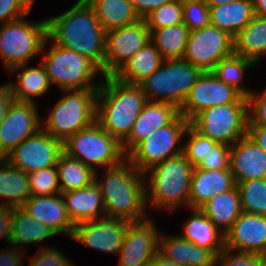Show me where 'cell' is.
Returning a JSON list of instances; mask_svg holds the SVG:
<instances>
[{
    "label": "cell",
    "instance_id": "1",
    "mask_svg": "<svg viewBox=\"0 0 266 266\" xmlns=\"http://www.w3.org/2000/svg\"><path fill=\"white\" fill-rule=\"evenodd\" d=\"M46 21L48 39L89 58L104 76L106 31L86 0H78L63 14Z\"/></svg>",
    "mask_w": 266,
    "mask_h": 266
},
{
    "label": "cell",
    "instance_id": "2",
    "mask_svg": "<svg viewBox=\"0 0 266 266\" xmlns=\"http://www.w3.org/2000/svg\"><path fill=\"white\" fill-rule=\"evenodd\" d=\"M105 178L98 181L95 172V183L103 197L106 216L139 222L146 217L145 174L138 171L126 158L120 164L105 169ZM146 182V183H145Z\"/></svg>",
    "mask_w": 266,
    "mask_h": 266
},
{
    "label": "cell",
    "instance_id": "3",
    "mask_svg": "<svg viewBox=\"0 0 266 266\" xmlns=\"http://www.w3.org/2000/svg\"><path fill=\"white\" fill-rule=\"evenodd\" d=\"M104 80L96 98V122L122 144L147 102L146 96L140 85L123 82L113 75Z\"/></svg>",
    "mask_w": 266,
    "mask_h": 266
},
{
    "label": "cell",
    "instance_id": "4",
    "mask_svg": "<svg viewBox=\"0 0 266 266\" xmlns=\"http://www.w3.org/2000/svg\"><path fill=\"white\" fill-rule=\"evenodd\" d=\"M193 169L183 152L151 167L145 172L149 173L146 202L150 199L153 207L167 210L182 204L188 207Z\"/></svg>",
    "mask_w": 266,
    "mask_h": 266
},
{
    "label": "cell",
    "instance_id": "5",
    "mask_svg": "<svg viewBox=\"0 0 266 266\" xmlns=\"http://www.w3.org/2000/svg\"><path fill=\"white\" fill-rule=\"evenodd\" d=\"M202 72L183 59L164 60L139 85L147 101L169 103L180 109Z\"/></svg>",
    "mask_w": 266,
    "mask_h": 266
},
{
    "label": "cell",
    "instance_id": "6",
    "mask_svg": "<svg viewBox=\"0 0 266 266\" xmlns=\"http://www.w3.org/2000/svg\"><path fill=\"white\" fill-rule=\"evenodd\" d=\"M65 94L54 106L42 128L64 142L96 121L98 89L62 90Z\"/></svg>",
    "mask_w": 266,
    "mask_h": 266
},
{
    "label": "cell",
    "instance_id": "7",
    "mask_svg": "<svg viewBox=\"0 0 266 266\" xmlns=\"http://www.w3.org/2000/svg\"><path fill=\"white\" fill-rule=\"evenodd\" d=\"M248 122V99L242 95L235 103L203 109L190 125L217 144L231 147L247 135Z\"/></svg>",
    "mask_w": 266,
    "mask_h": 266
},
{
    "label": "cell",
    "instance_id": "8",
    "mask_svg": "<svg viewBox=\"0 0 266 266\" xmlns=\"http://www.w3.org/2000/svg\"><path fill=\"white\" fill-rule=\"evenodd\" d=\"M63 152L94 172L96 166L108 168L120 164L127 158L122 144L107 133L96 121L78 131L63 142Z\"/></svg>",
    "mask_w": 266,
    "mask_h": 266
},
{
    "label": "cell",
    "instance_id": "9",
    "mask_svg": "<svg viewBox=\"0 0 266 266\" xmlns=\"http://www.w3.org/2000/svg\"><path fill=\"white\" fill-rule=\"evenodd\" d=\"M22 17L0 26V57L7 70L27 64L47 44V21L28 22Z\"/></svg>",
    "mask_w": 266,
    "mask_h": 266
},
{
    "label": "cell",
    "instance_id": "10",
    "mask_svg": "<svg viewBox=\"0 0 266 266\" xmlns=\"http://www.w3.org/2000/svg\"><path fill=\"white\" fill-rule=\"evenodd\" d=\"M42 59L50 83L56 84L60 90L100 88L101 84L94 85L91 81L101 69L77 52L53 43Z\"/></svg>",
    "mask_w": 266,
    "mask_h": 266
},
{
    "label": "cell",
    "instance_id": "11",
    "mask_svg": "<svg viewBox=\"0 0 266 266\" xmlns=\"http://www.w3.org/2000/svg\"><path fill=\"white\" fill-rule=\"evenodd\" d=\"M190 121L178 114L168 125L154 130L147 138L139 142L128 154L127 159L140 172L179 155L183 146L179 145Z\"/></svg>",
    "mask_w": 266,
    "mask_h": 266
},
{
    "label": "cell",
    "instance_id": "12",
    "mask_svg": "<svg viewBox=\"0 0 266 266\" xmlns=\"http://www.w3.org/2000/svg\"><path fill=\"white\" fill-rule=\"evenodd\" d=\"M234 38L214 25L189 33L183 60L203 72L212 71L217 63L234 54Z\"/></svg>",
    "mask_w": 266,
    "mask_h": 266
},
{
    "label": "cell",
    "instance_id": "13",
    "mask_svg": "<svg viewBox=\"0 0 266 266\" xmlns=\"http://www.w3.org/2000/svg\"><path fill=\"white\" fill-rule=\"evenodd\" d=\"M150 41V30L145 19L106 32L104 77L114 75Z\"/></svg>",
    "mask_w": 266,
    "mask_h": 266
},
{
    "label": "cell",
    "instance_id": "14",
    "mask_svg": "<svg viewBox=\"0 0 266 266\" xmlns=\"http://www.w3.org/2000/svg\"><path fill=\"white\" fill-rule=\"evenodd\" d=\"M63 153V142L43 129L17 145L5 158L12 166L27 174L56 166Z\"/></svg>",
    "mask_w": 266,
    "mask_h": 266
},
{
    "label": "cell",
    "instance_id": "15",
    "mask_svg": "<svg viewBox=\"0 0 266 266\" xmlns=\"http://www.w3.org/2000/svg\"><path fill=\"white\" fill-rule=\"evenodd\" d=\"M35 104L13 100L9 105L0 124V154L3 158H6L17 145L42 129Z\"/></svg>",
    "mask_w": 266,
    "mask_h": 266
},
{
    "label": "cell",
    "instance_id": "16",
    "mask_svg": "<svg viewBox=\"0 0 266 266\" xmlns=\"http://www.w3.org/2000/svg\"><path fill=\"white\" fill-rule=\"evenodd\" d=\"M241 96L239 91L218 79L212 71H204L190 90L179 114L190 121L203 109L235 103Z\"/></svg>",
    "mask_w": 266,
    "mask_h": 266
},
{
    "label": "cell",
    "instance_id": "17",
    "mask_svg": "<svg viewBox=\"0 0 266 266\" xmlns=\"http://www.w3.org/2000/svg\"><path fill=\"white\" fill-rule=\"evenodd\" d=\"M130 223L107 216L85 221L75 225L71 238L95 250L119 254Z\"/></svg>",
    "mask_w": 266,
    "mask_h": 266
},
{
    "label": "cell",
    "instance_id": "18",
    "mask_svg": "<svg viewBox=\"0 0 266 266\" xmlns=\"http://www.w3.org/2000/svg\"><path fill=\"white\" fill-rule=\"evenodd\" d=\"M150 218L131 222L119 252V266H148L159 250V238Z\"/></svg>",
    "mask_w": 266,
    "mask_h": 266
},
{
    "label": "cell",
    "instance_id": "19",
    "mask_svg": "<svg viewBox=\"0 0 266 266\" xmlns=\"http://www.w3.org/2000/svg\"><path fill=\"white\" fill-rule=\"evenodd\" d=\"M225 249L266 254V216L242 212L225 233Z\"/></svg>",
    "mask_w": 266,
    "mask_h": 266
},
{
    "label": "cell",
    "instance_id": "20",
    "mask_svg": "<svg viewBox=\"0 0 266 266\" xmlns=\"http://www.w3.org/2000/svg\"><path fill=\"white\" fill-rule=\"evenodd\" d=\"M229 169L236 184L266 179V153L246 135L231 146Z\"/></svg>",
    "mask_w": 266,
    "mask_h": 266
},
{
    "label": "cell",
    "instance_id": "21",
    "mask_svg": "<svg viewBox=\"0 0 266 266\" xmlns=\"http://www.w3.org/2000/svg\"><path fill=\"white\" fill-rule=\"evenodd\" d=\"M236 185L229 168L226 170H206L194 167L188 207L200 209L211 198L233 189Z\"/></svg>",
    "mask_w": 266,
    "mask_h": 266
},
{
    "label": "cell",
    "instance_id": "22",
    "mask_svg": "<svg viewBox=\"0 0 266 266\" xmlns=\"http://www.w3.org/2000/svg\"><path fill=\"white\" fill-rule=\"evenodd\" d=\"M21 208L56 234L72 237L75 225L68 216L63 197L31 195Z\"/></svg>",
    "mask_w": 266,
    "mask_h": 266
},
{
    "label": "cell",
    "instance_id": "23",
    "mask_svg": "<svg viewBox=\"0 0 266 266\" xmlns=\"http://www.w3.org/2000/svg\"><path fill=\"white\" fill-rule=\"evenodd\" d=\"M178 114L179 109L172 104L147 101L131 133L122 143L124 153L127 155L139 142L147 138L154 130L168 125Z\"/></svg>",
    "mask_w": 266,
    "mask_h": 266
},
{
    "label": "cell",
    "instance_id": "24",
    "mask_svg": "<svg viewBox=\"0 0 266 266\" xmlns=\"http://www.w3.org/2000/svg\"><path fill=\"white\" fill-rule=\"evenodd\" d=\"M60 196H63L68 216L74 225L106 217L103 197L95 181L89 186L61 193Z\"/></svg>",
    "mask_w": 266,
    "mask_h": 266
},
{
    "label": "cell",
    "instance_id": "25",
    "mask_svg": "<svg viewBox=\"0 0 266 266\" xmlns=\"http://www.w3.org/2000/svg\"><path fill=\"white\" fill-rule=\"evenodd\" d=\"M158 252L170 261L185 266H215L217 255L188 242L181 236L159 238Z\"/></svg>",
    "mask_w": 266,
    "mask_h": 266
},
{
    "label": "cell",
    "instance_id": "26",
    "mask_svg": "<svg viewBox=\"0 0 266 266\" xmlns=\"http://www.w3.org/2000/svg\"><path fill=\"white\" fill-rule=\"evenodd\" d=\"M191 210L192 215L184 223L181 237L218 255L225 249V234L200 209Z\"/></svg>",
    "mask_w": 266,
    "mask_h": 266
},
{
    "label": "cell",
    "instance_id": "27",
    "mask_svg": "<svg viewBox=\"0 0 266 266\" xmlns=\"http://www.w3.org/2000/svg\"><path fill=\"white\" fill-rule=\"evenodd\" d=\"M210 24L233 38L253 19L252 0H237L209 7Z\"/></svg>",
    "mask_w": 266,
    "mask_h": 266
},
{
    "label": "cell",
    "instance_id": "28",
    "mask_svg": "<svg viewBox=\"0 0 266 266\" xmlns=\"http://www.w3.org/2000/svg\"><path fill=\"white\" fill-rule=\"evenodd\" d=\"M163 61L156 46L150 41L125 62L113 76L123 82L139 85L156 71Z\"/></svg>",
    "mask_w": 266,
    "mask_h": 266
},
{
    "label": "cell",
    "instance_id": "29",
    "mask_svg": "<svg viewBox=\"0 0 266 266\" xmlns=\"http://www.w3.org/2000/svg\"><path fill=\"white\" fill-rule=\"evenodd\" d=\"M31 196L28 174L12 166L5 158L0 161V207L20 208Z\"/></svg>",
    "mask_w": 266,
    "mask_h": 266
},
{
    "label": "cell",
    "instance_id": "30",
    "mask_svg": "<svg viewBox=\"0 0 266 266\" xmlns=\"http://www.w3.org/2000/svg\"><path fill=\"white\" fill-rule=\"evenodd\" d=\"M18 69L21 70V73L16 75L18 83H9L14 100L35 103L33 96H42L50 88L51 83L46 67L43 63H40L38 67L27 68L25 64L8 72L12 74Z\"/></svg>",
    "mask_w": 266,
    "mask_h": 266
},
{
    "label": "cell",
    "instance_id": "31",
    "mask_svg": "<svg viewBox=\"0 0 266 266\" xmlns=\"http://www.w3.org/2000/svg\"><path fill=\"white\" fill-rule=\"evenodd\" d=\"M86 1L93 8L99 23L106 32L133 24L141 19L130 0Z\"/></svg>",
    "mask_w": 266,
    "mask_h": 266
},
{
    "label": "cell",
    "instance_id": "32",
    "mask_svg": "<svg viewBox=\"0 0 266 266\" xmlns=\"http://www.w3.org/2000/svg\"><path fill=\"white\" fill-rule=\"evenodd\" d=\"M200 210L225 234L242 214L240 194L237 185L218 194L206 202Z\"/></svg>",
    "mask_w": 266,
    "mask_h": 266
},
{
    "label": "cell",
    "instance_id": "33",
    "mask_svg": "<svg viewBox=\"0 0 266 266\" xmlns=\"http://www.w3.org/2000/svg\"><path fill=\"white\" fill-rule=\"evenodd\" d=\"M233 41L235 55L257 64L266 53V18L254 15Z\"/></svg>",
    "mask_w": 266,
    "mask_h": 266
},
{
    "label": "cell",
    "instance_id": "34",
    "mask_svg": "<svg viewBox=\"0 0 266 266\" xmlns=\"http://www.w3.org/2000/svg\"><path fill=\"white\" fill-rule=\"evenodd\" d=\"M149 30L150 40L164 60L183 59L190 33L184 23Z\"/></svg>",
    "mask_w": 266,
    "mask_h": 266
},
{
    "label": "cell",
    "instance_id": "35",
    "mask_svg": "<svg viewBox=\"0 0 266 266\" xmlns=\"http://www.w3.org/2000/svg\"><path fill=\"white\" fill-rule=\"evenodd\" d=\"M57 235L50 227L39 222L21 207L14 208L13 228L10 238L11 245L32 244Z\"/></svg>",
    "mask_w": 266,
    "mask_h": 266
},
{
    "label": "cell",
    "instance_id": "36",
    "mask_svg": "<svg viewBox=\"0 0 266 266\" xmlns=\"http://www.w3.org/2000/svg\"><path fill=\"white\" fill-rule=\"evenodd\" d=\"M56 168L61 193L89 186L95 181V172L92 169L64 152L60 155Z\"/></svg>",
    "mask_w": 266,
    "mask_h": 266
},
{
    "label": "cell",
    "instance_id": "37",
    "mask_svg": "<svg viewBox=\"0 0 266 266\" xmlns=\"http://www.w3.org/2000/svg\"><path fill=\"white\" fill-rule=\"evenodd\" d=\"M254 65L253 61L233 54L219 61L212 70V73L225 84L234 87L243 96L248 97L252 90L250 91L245 89L246 87H242L241 81L243 80L245 70Z\"/></svg>",
    "mask_w": 266,
    "mask_h": 266
},
{
    "label": "cell",
    "instance_id": "38",
    "mask_svg": "<svg viewBox=\"0 0 266 266\" xmlns=\"http://www.w3.org/2000/svg\"><path fill=\"white\" fill-rule=\"evenodd\" d=\"M243 212L266 216V179L237 183Z\"/></svg>",
    "mask_w": 266,
    "mask_h": 266
},
{
    "label": "cell",
    "instance_id": "39",
    "mask_svg": "<svg viewBox=\"0 0 266 266\" xmlns=\"http://www.w3.org/2000/svg\"><path fill=\"white\" fill-rule=\"evenodd\" d=\"M32 196L60 195V184L56 166L40 169L28 174Z\"/></svg>",
    "mask_w": 266,
    "mask_h": 266
},
{
    "label": "cell",
    "instance_id": "40",
    "mask_svg": "<svg viewBox=\"0 0 266 266\" xmlns=\"http://www.w3.org/2000/svg\"><path fill=\"white\" fill-rule=\"evenodd\" d=\"M144 19L149 29H161L183 23V4L178 0H170Z\"/></svg>",
    "mask_w": 266,
    "mask_h": 266
},
{
    "label": "cell",
    "instance_id": "41",
    "mask_svg": "<svg viewBox=\"0 0 266 266\" xmlns=\"http://www.w3.org/2000/svg\"><path fill=\"white\" fill-rule=\"evenodd\" d=\"M185 135H189L190 139L187 141V145H183V153L190 164L197 167L217 143L203 136L190 124Z\"/></svg>",
    "mask_w": 266,
    "mask_h": 266
},
{
    "label": "cell",
    "instance_id": "42",
    "mask_svg": "<svg viewBox=\"0 0 266 266\" xmlns=\"http://www.w3.org/2000/svg\"><path fill=\"white\" fill-rule=\"evenodd\" d=\"M183 23L190 32L202 29L210 24L209 6L204 0L183 4Z\"/></svg>",
    "mask_w": 266,
    "mask_h": 266
},
{
    "label": "cell",
    "instance_id": "43",
    "mask_svg": "<svg viewBox=\"0 0 266 266\" xmlns=\"http://www.w3.org/2000/svg\"><path fill=\"white\" fill-rule=\"evenodd\" d=\"M34 0H0L2 24L15 21L30 14Z\"/></svg>",
    "mask_w": 266,
    "mask_h": 266
},
{
    "label": "cell",
    "instance_id": "44",
    "mask_svg": "<svg viewBox=\"0 0 266 266\" xmlns=\"http://www.w3.org/2000/svg\"><path fill=\"white\" fill-rule=\"evenodd\" d=\"M230 146L216 144L213 149L204 157L197 168L206 170H226L229 168Z\"/></svg>",
    "mask_w": 266,
    "mask_h": 266
},
{
    "label": "cell",
    "instance_id": "45",
    "mask_svg": "<svg viewBox=\"0 0 266 266\" xmlns=\"http://www.w3.org/2000/svg\"><path fill=\"white\" fill-rule=\"evenodd\" d=\"M28 266H72L66 256L54 249L42 247L36 255L30 259Z\"/></svg>",
    "mask_w": 266,
    "mask_h": 266
},
{
    "label": "cell",
    "instance_id": "46",
    "mask_svg": "<svg viewBox=\"0 0 266 266\" xmlns=\"http://www.w3.org/2000/svg\"><path fill=\"white\" fill-rule=\"evenodd\" d=\"M215 266H258V254L238 252L232 255L230 250L224 249L217 255Z\"/></svg>",
    "mask_w": 266,
    "mask_h": 266
},
{
    "label": "cell",
    "instance_id": "47",
    "mask_svg": "<svg viewBox=\"0 0 266 266\" xmlns=\"http://www.w3.org/2000/svg\"><path fill=\"white\" fill-rule=\"evenodd\" d=\"M248 99V125H266V90L261 96L251 92Z\"/></svg>",
    "mask_w": 266,
    "mask_h": 266
},
{
    "label": "cell",
    "instance_id": "48",
    "mask_svg": "<svg viewBox=\"0 0 266 266\" xmlns=\"http://www.w3.org/2000/svg\"><path fill=\"white\" fill-rule=\"evenodd\" d=\"M14 220V208L0 207V238H5L10 243Z\"/></svg>",
    "mask_w": 266,
    "mask_h": 266
},
{
    "label": "cell",
    "instance_id": "49",
    "mask_svg": "<svg viewBox=\"0 0 266 266\" xmlns=\"http://www.w3.org/2000/svg\"><path fill=\"white\" fill-rule=\"evenodd\" d=\"M169 1L170 0H130L141 19H144L153 10L160 8Z\"/></svg>",
    "mask_w": 266,
    "mask_h": 266
},
{
    "label": "cell",
    "instance_id": "50",
    "mask_svg": "<svg viewBox=\"0 0 266 266\" xmlns=\"http://www.w3.org/2000/svg\"><path fill=\"white\" fill-rule=\"evenodd\" d=\"M19 250L13 246L9 250L0 252V266H24L22 264L24 263L22 258L24 253Z\"/></svg>",
    "mask_w": 266,
    "mask_h": 266
},
{
    "label": "cell",
    "instance_id": "51",
    "mask_svg": "<svg viewBox=\"0 0 266 266\" xmlns=\"http://www.w3.org/2000/svg\"><path fill=\"white\" fill-rule=\"evenodd\" d=\"M247 135L266 153V125H248Z\"/></svg>",
    "mask_w": 266,
    "mask_h": 266
},
{
    "label": "cell",
    "instance_id": "52",
    "mask_svg": "<svg viewBox=\"0 0 266 266\" xmlns=\"http://www.w3.org/2000/svg\"><path fill=\"white\" fill-rule=\"evenodd\" d=\"M13 100L14 97L9 84L0 86V124L3 122L7 109Z\"/></svg>",
    "mask_w": 266,
    "mask_h": 266
},
{
    "label": "cell",
    "instance_id": "53",
    "mask_svg": "<svg viewBox=\"0 0 266 266\" xmlns=\"http://www.w3.org/2000/svg\"><path fill=\"white\" fill-rule=\"evenodd\" d=\"M148 266H185L179 263L170 261L169 259L162 256L159 252L154 256Z\"/></svg>",
    "mask_w": 266,
    "mask_h": 266
},
{
    "label": "cell",
    "instance_id": "54",
    "mask_svg": "<svg viewBox=\"0 0 266 266\" xmlns=\"http://www.w3.org/2000/svg\"><path fill=\"white\" fill-rule=\"evenodd\" d=\"M254 15L266 18V0H252Z\"/></svg>",
    "mask_w": 266,
    "mask_h": 266
},
{
    "label": "cell",
    "instance_id": "55",
    "mask_svg": "<svg viewBox=\"0 0 266 266\" xmlns=\"http://www.w3.org/2000/svg\"><path fill=\"white\" fill-rule=\"evenodd\" d=\"M237 0H204V2L210 7V6H218L225 3H230Z\"/></svg>",
    "mask_w": 266,
    "mask_h": 266
},
{
    "label": "cell",
    "instance_id": "56",
    "mask_svg": "<svg viewBox=\"0 0 266 266\" xmlns=\"http://www.w3.org/2000/svg\"><path fill=\"white\" fill-rule=\"evenodd\" d=\"M258 266H266V254L258 255Z\"/></svg>",
    "mask_w": 266,
    "mask_h": 266
},
{
    "label": "cell",
    "instance_id": "57",
    "mask_svg": "<svg viewBox=\"0 0 266 266\" xmlns=\"http://www.w3.org/2000/svg\"><path fill=\"white\" fill-rule=\"evenodd\" d=\"M180 3L184 4L187 2H195V1H200V0H178Z\"/></svg>",
    "mask_w": 266,
    "mask_h": 266
}]
</instances>
